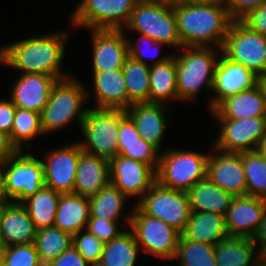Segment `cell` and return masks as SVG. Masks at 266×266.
Returning a JSON list of instances; mask_svg holds the SVG:
<instances>
[{"instance_id":"6da1fadb","label":"cell","mask_w":266,"mask_h":266,"mask_svg":"<svg viewBox=\"0 0 266 266\" xmlns=\"http://www.w3.org/2000/svg\"><path fill=\"white\" fill-rule=\"evenodd\" d=\"M68 37V31H53L5 44L0 47V64L21 73H39L59 80L71 77L73 74L62 71Z\"/></svg>"},{"instance_id":"7a4b0ae2","label":"cell","mask_w":266,"mask_h":266,"mask_svg":"<svg viewBox=\"0 0 266 266\" xmlns=\"http://www.w3.org/2000/svg\"><path fill=\"white\" fill-rule=\"evenodd\" d=\"M172 7L182 47H223L233 22L224 7L195 0H172Z\"/></svg>"},{"instance_id":"3957f363","label":"cell","mask_w":266,"mask_h":266,"mask_svg":"<svg viewBox=\"0 0 266 266\" xmlns=\"http://www.w3.org/2000/svg\"><path fill=\"white\" fill-rule=\"evenodd\" d=\"M180 50L178 56L173 52L176 61L178 98L180 102H192L196 100L202 89L212 91L215 67L222 49L185 46Z\"/></svg>"},{"instance_id":"277c9868","label":"cell","mask_w":266,"mask_h":266,"mask_svg":"<svg viewBox=\"0 0 266 266\" xmlns=\"http://www.w3.org/2000/svg\"><path fill=\"white\" fill-rule=\"evenodd\" d=\"M87 102V87L82 81L74 75L58 80L40 114L44 135L61 131L76 120L80 127L89 109L84 106Z\"/></svg>"},{"instance_id":"5b68a950","label":"cell","mask_w":266,"mask_h":266,"mask_svg":"<svg viewBox=\"0 0 266 266\" xmlns=\"http://www.w3.org/2000/svg\"><path fill=\"white\" fill-rule=\"evenodd\" d=\"M125 27L175 49L182 47L172 0H139Z\"/></svg>"},{"instance_id":"8992f818","label":"cell","mask_w":266,"mask_h":266,"mask_svg":"<svg viewBox=\"0 0 266 266\" xmlns=\"http://www.w3.org/2000/svg\"><path fill=\"white\" fill-rule=\"evenodd\" d=\"M209 152L168 148L160 152L156 181L173 190L187 192L206 178Z\"/></svg>"},{"instance_id":"52a82bcc","label":"cell","mask_w":266,"mask_h":266,"mask_svg":"<svg viewBox=\"0 0 266 266\" xmlns=\"http://www.w3.org/2000/svg\"><path fill=\"white\" fill-rule=\"evenodd\" d=\"M124 220L142 252L162 260H173L176 256L180 233L162 220L144 214L134 203Z\"/></svg>"},{"instance_id":"ba28073f","label":"cell","mask_w":266,"mask_h":266,"mask_svg":"<svg viewBox=\"0 0 266 266\" xmlns=\"http://www.w3.org/2000/svg\"><path fill=\"white\" fill-rule=\"evenodd\" d=\"M121 109L89 108L80 129L84 140L78 141L83 151L111 161L118 155V131Z\"/></svg>"},{"instance_id":"9c48e42d","label":"cell","mask_w":266,"mask_h":266,"mask_svg":"<svg viewBox=\"0 0 266 266\" xmlns=\"http://www.w3.org/2000/svg\"><path fill=\"white\" fill-rule=\"evenodd\" d=\"M139 0H80L70 14L74 28L123 30Z\"/></svg>"},{"instance_id":"30bf717a","label":"cell","mask_w":266,"mask_h":266,"mask_svg":"<svg viewBox=\"0 0 266 266\" xmlns=\"http://www.w3.org/2000/svg\"><path fill=\"white\" fill-rule=\"evenodd\" d=\"M135 205L144 214L162 220L180 234L192 213L187 192L166 188L157 181Z\"/></svg>"},{"instance_id":"8fae6325","label":"cell","mask_w":266,"mask_h":266,"mask_svg":"<svg viewBox=\"0 0 266 266\" xmlns=\"http://www.w3.org/2000/svg\"><path fill=\"white\" fill-rule=\"evenodd\" d=\"M222 54L242 64L259 77L266 74V36L252 31L241 21H233L223 44Z\"/></svg>"},{"instance_id":"7c38bea8","label":"cell","mask_w":266,"mask_h":266,"mask_svg":"<svg viewBox=\"0 0 266 266\" xmlns=\"http://www.w3.org/2000/svg\"><path fill=\"white\" fill-rule=\"evenodd\" d=\"M18 151L5 162V191L7 199L22 203L45 186L40 158Z\"/></svg>"},{"instance_id":"4fadbf2b","label":"cell","mask_w":266,"mask_h":266,"mask_svg":"<svg viewBox=\"0 0 266 266\" xmlns=\"http://www.w3.org/2000/svg\"><path fill=\"white\" fill-rule=\"evenodd\" d=\"M214 120L219 133L212 146L224 152L254 151L266 133V117Z\"/></svg>"},{"instance_id":"5bb4252c","label":"cell","mask_w":266,"mask_h":266,"mask_svg":"<svg viewBox=\"0 0 266 266\" xmlns=\"http://www.w3.org/2000/svg\"><path fill=\"white\" fill-rule=\"evenodd\" d=\"M82 149L78 142L50 149L42 161L45 186L60 194H71Z\"/></svg>"},{"instance_id":"9a60e30c","label":"cell","mask_w":266,"mask_h":266,"mask_svg":"<svg viewBox=\"0 0 266 266\" xmlns=\"http://www.w3.org/2000/svg\"><path fill=\"white\" fill-rule=\"evenodd\" d=\"M259 84V76L242 64L235 63L222 53L217 61L207 109L213 110L221 101L239 92L247 91Z\"/></svg>"},{"instance_id":"2e32d148","label":"cell","mask_w":266,"mask_h":266,"mask_svg":"<svg viewBox=\"0 0 266 266\" xmlns=\"http://www.w3.org/2000/svg\"><path fill=\"white\" fill-rule=\"evenodd\" d=\"M110 183L127 197L139 201L156 182V171L149 165L117 155L110 162Z\"/></svg>"},{"instance_id":"e0dca14e","label":"cell","mask_w":266,"mask_h":266,"mask_svg":"<svg viewBox=\"0 0 266 266\" xmlns=\"http://www.w3.org/2000/svg\"><path fill=\"white\" fill-rule=\"evenodd\" d=\"M206 177L233 197L247 195L246 174L240 153L224 152L211 145Z\"/></svg>"},{"instance_id":"ac0fdd59","label":"cell","mask_w":266,"mask_h":266,"mask_svg":"<svg viewBox=\"0 0 266 266\" xmlns=\"http://www.w3.org/2000/svg\"><path fill=\"white\" fill-rule=\"evenodd\" d=\"M92 42V72L122 69L128 57L124 30L89 29Z\"/></svg>"},{"instance_id":"d6986e66","label":"cell","mask_w":266,"mask_h":266,"mask_svg":"<svg viewBox=\"0 0 266 266\" xmlns=\"http://www.w3.org/2000/svg\"><path fill=\"white\" fill-rule=\"evenodd\" d=\"M15 80L9 96L15 107L41 114L59 79L39 73H20Z\"/></svg>"},{"instance_id":"ffe728a7","label":"cell","mask_w":266,"mask_h":266,"mask_svg":"<svg viewBox=\"0 0 266 266\" xmlns=\"http://www.w3.org/2000/svg\"><path fill=\"white\" fill-rule=\"evenodd\" d=\"M37 229L22 203L0 205V244L2 248L35 242Z\"/></svg>"},{"instance_id":"44dd1931","label":"cell","mask_w":266,"mask_h":266,"mask_svg":"<svg viewBox=\"0 0 266 266\" xmlns=\"http://www.w3.org/2000/svg\"><path fill=\"white\" fill-rule=\"evenodd\" d=\"M265 214L262 199L254 196L233 197L225 215L229 236L253 238Z\"/></svg>"},{"instance_id":"7402d4cb","label":"cell","mask_w":266,"mask_h":266,"mask_svg":"<svg viewBox=\"0 0 266 266\" xmlns=\"http://www.w3.org/2000/svg\"><path fill=\"white\" fill-rule=\"evenodd\" d=\"M170 108L169 105L163 103L143 102L134 103L126 110L134 121L140 137L159 151L169 124L166 113L172 110Z\"/></svg>"},{"instance_id":"603a6c76","label":"cell","mask_w":266,"mask_h":266,"mask_svg":"<svg viewBox=\"0 0 266 266\" xmlns=\"http://www.w3.org/2000/svg\"><path fill=\"white\" fill-rule=\"evenodd\" d=\"M210 114L214 119L266 117V97L260 84L221 101Z\"/></svg>"},{"instance_id":"cb8c5ba5","label":"cell","mask_w":266,"mask_h":266,"mask_svg":"<svg viewBox=\"0 0 266 266\" xmlns=\"http://www.w3.org/2000/svg\"><path fill=\"white\" fill-rule=\"evenodd\" d=\"M160 152L155 146L140 137L134 121L126 113V110L121 109L118 155L141 161L157 171Z\"/></svg>"},{"instance_id":"d4e9b609","label":"cell","mask_w":266,"mask_h":266,"mask_svg":"<svg viewBox=\"0 0 266 266\" xmlns=\"http://www.w3.org/2000/svg\"><path fill=\"white\" fill-rule=\"evenodd\" d=\"M93 87L91 92L87 87V100L94 93L93 108L127 110V91L122 69L104 72H93Z\"/></svg>"},{"instance_id":"484cf974","label":"cell","mask_w":266,"mask_h":266,"mask_svg":"<svg viewBox=\"0 0 266 266\" xmlns=\"http://www.w3.org/2000/svg\"><path fill=\"white\" fill-rule=\"evenodd\" d=\"M109 183V161L82 150L78 159L73 193L89 198Z\"/></svg>"},{"instance_id":"4316f807","label":"cell","mask_w":266,"mask_h":266,"mask_svg":"<svg viewBox=\"0 0 266 266\" xmlns=\"http://www.w3.org/2000/svg\"><path fill=\"white\" fill-rule=\"evenodd\" d=\"M217 266H262L264 257L251 238L232 237L214 246Z\"/></svg>"},{"instance_id":"83f0119b","label":"cell","mask_w":266,"mask_h":266,"mask_svg":"<svg viewBox=\"0 0 266 266\" xmlns=\"http://www.w3.org/2000/svg\"><path fill=\"white\" fill-rule=\"evenodd\" d=\"M181 236L194 242L215 246L229 236L225 226V216L192 211Z\"/></svg>"},{"instance_id":"f1b7e54d","label":"cell","mask_w":266,"mask_h":266,"mask_svg":"<svg viewBox=\"0 0 266 266\" xmlns=\"http://www.w3.org/2000/svg\"><path fill=\"white\" fill-rule=\"evenodd\" d=\"M89 218L90 206L88 197L74 193L60 196L54 226L74 235L86 229Z\"/></svg>"},{"instance_id":"f546056e","label":"cell","mask_w":266,"mask_h":266,"mask_svg":"<svg viewBox=\"0 0 266 266\" xmlns=\"http://www.w3.org/2000/svg\"><path fill=\"white\" fill-rule=\"evenodd\" d=\"M192 211L211 212L225 216L233 196L207 177L187 191Z\"/></svg>"},{"instance_id":"4dcf8cb0","label":"cell","mask_w":266,"mask_h":266,"mask_svg":"<svg viewBox=\"0 0 266 266\" xmlns=\"http://www.w3.org/2000/svg\"><path fill=\"white\" fill-rule=\"evenodd\" d=\"M149 84V102L170 105V100L179 101L174 56L164 63L150 66Z\"/></svg>"},{"instance_id":"1f68e13d","label":"cell","mask_w":266,"mask_h":266,"mask_svg":"<svg viewBox=\"0 0 266 266\" xmlns=\"http://www.w3.org/2000/svg\"><path fill=\"white\" fill-rule=\"evenodd\" d=\"M141 249L130 228L124 229L116 238L105 243L97 266H136Z\"/></svg>"},{"instance_id":"d6a6232c","label":"cell","mask_w":266,"mask_h":266,"mask_svg":"<svg viewBox=\"0 0 266 266\" xmlns=\"http://www.w3.org/2000/svg\"><path fill=\"white\" fill-rule=\"evenodd\" d=\"M61 195L53 189L44 186L22 202L37 230L54 225Z\"/></svg>"},{"instance_id":"836d02e7","label":"cell","mask_w":266,"mask_h":266,"mask_svg":"<svg viewBox=\"0 0 266 266\" xmlns=\"http://www.w3.org/2000/svg\"><path fill=\"white\" fill-rule=\"evenodd\" d=\"M122 71L127 91V109L134 103L149 102L150 66L128 56Z\"/></svg>"},{"instance_id":"e575fe53","label":"cell","mask_w":266,"mask_h":266,"mask_svg":"<svg viewBox=\"0 0 266 266\" xmlns=\"http://www.w3.org/2000/svg\"><path fill=\"white\" fill-rule=\"evenodd\" d=\"M129 199L112 183L107 184L97 194L89 197L90 217L120 221L125 203ZM122 215V216H121Z\"/></svg>"},{"instance_id":"d590c367","label":"cell","mask_w":266,"mask_h":266,"mask_svg":"<svg viewBox=\"0 0 266 266\" xmlns=\"http://www.w3.org/2000/svg\"><path fill=\"white\" fill-rule=\"evenodd\" d=\"M34 244L40 262L46 266L73 245V235L53 225L37 230Z\"/></svg>"},{"instance_id":"8d00e7d4","label":"cell","mask_w":266,"mask_h":266,"mask_svg":"<svg viewBox=\"0 0 266 266\" xmlns=\"http://www.w3.org/2000/svg\"><path fill=\"white\" fill-rule=\"evenodd\" d=\"M43 135L40 114L16 108L12 131L9 136L18 151H23L25 147H30V141L36 137H43Z\"/></svg>"},{"instance_id":"74e56055","label":"cell","mask_w":266,"mask_h":266,"mask_svg":"<svg viewBox=\"0 0 266 266\" xmlns=\"http://www.w3.org/2000/svg\"><path fill=\"white\" fill-rule=\"evenodd\" d=\"M246 174L247 195L262 198L266 195V160L256 150L239 152Z\"/></svg>"},{"instance_id":"f35d334b","label":"cell","mask_w":266,"mask_h":266,"mask_svg":"<svg viewBox=\"0 0 266 266\" xmlns=\"http://www.w3.org/2000/svg\"><path fill=\"white\" fill-rule=\"evenodd\" d=\"M178 258V259H177ZM175 259L179 266H217L214 245L179 237Z\"/></svg>"},{"instance_id":"ab89813d","label":"cell","mask_w":266,"mask_h":266,"mask_svg":"<svg viewBox=\"0 0 266 266\" xmlns=\"http://www.w3.org/2000/svg\"><path fill=\"white\" fill-rule=\"evenodd\" d=\"M0 256L4 266H44L39 260L34 243L2 248Z\"/></svg>"},{"instance_id":"60d3db41","label":"cell","mask_w":266,"mask_h":266,"mask_svg":"<svg viewBox=\"0 0 266 266\" xmlns=\"http://www.w3.org/2000/svg\"><path fill=\"white\" fill-rule=\"evenodd\" d=\"M137 35H139V37L137 38V40H135L136 44L134 41L131 40V38L129 39L128 36H126L127 43H128V56L130 58H132L136 61L142 62L148 66H152V65L164 63L173 56V52L171 54H168V52H167L166 55L158 57L160 54H157V53L158 52L160 53V51H161L160 48L165 44L160 43V42H156L145 35H141V34H137ZM143 45H144V47H147L144 50L141 49V46H143ZM149 48H150L149 55L152 54L153 52L157 51V53L155 54L156 55L155 57H153L154 53L152 55H150L151 57H153V58H151V60L153 59L151 64L148 63V61L146 60L147 57L145 56V55H147L145 53H146V51H149V50H147ZM156 57H158V58H156Z\"/></svg>"},{"instance_id":"b9f144b4","label":"cell","mask_w":266,"mask_h":266,"mask_svg":"<svg viewBox=\"0 0 266 266\" xmlns=\"http://www.w3.org/2000/svg\"><path fill=\"white\" fill-rule=\"evenodd\" d=\"M105 243L86 229L73 235V246L80 255L92 266H97L101 260Z\"/></svg>"},{"instance_id":"7bdbcfd3","label":"cell","mask_w":266,"mask_h":266,"mask_svg":"<svg viewBox=\"0 0 266 266\" xmlns=\"http://www.w3.org/2000/svg\"><path fill=\"white\" fill-rule=\"evenodd\" d=\"M119 221L106 220L99 217H90L86 230L95 235L99 240L104 243L110 242L124 231V228L119 229Z\"/></svg>"},{"instance_id":"ee69618b","label":"cell","mask_w":266,"mask_h":266,"mask_svg":"<svg viewBox=\"0 0 266 266\" xmlns=\"http://www.w3.org/2000/svg\"><path fill=\"white\" fill-rule=\"evenodd\" d=\"M266 0H226V11L233 21H240L249 12L260 7Z\"/></svg>"},{"instance_id":"f6af8a7d","label":"cell","mask_w":266,"mask_h":266,"mask_svg":"<svg viewBox=\"0 0 266 266\" xmlns=\"http://www.w3.org/2000/svg\"><path fill=\"white\" fill-rule=\"evenodd\" d=\"M254 32L266 36V1L240 20Z\"/></svg>"},{"instance_id":"bcb514c9","label":"cell","mask_w":266,"mask_h":266,"mask_svg":"<svg viewBox=\"0 0 266 266\" xmlns=\"http://www.w3.org/2000/svg\"><path fill=\"white\" fill-rule=\"evenodd\" d=\"M46 266H92L89 264L72 245L64 251L59 257L52 260Z\"/></svg>"},{"instance_id":"7dc6e473","label":"cell","mask_w":266,"mask_h":266,"mask_svg":"<svg viewBox=\"0 0 266 266\" xmlns=\"http://www.w3.org/2000/svg\"><path fill=\"white\" fill-rule=\"evenodd\" d=\"M16 107L10 99H0V130L11 134Z\"/></svg>"},{"instance_id":"c3c4849f","label":"cell","mask_w":266,"mask_h":266,"mask_svg":"<svg viewBox=\"0 0 266 266\" xmlns=\"http://www.w3.org/2000/svg\"><path fill=\"white\" fill-rule=\"evenodd\" d=\"M18 152L12 144L10 136L0 130V162H6Z\"/></svg>"},{"instance_id":"681fc988","label":"cell","mask_w":266,"mask_h":266,"mask_svg":"<svg viewBox=\"0 0 266 266\" xmlns=\"http://www.w3.org/2000/svg\"><path fill=\"white\" fill-rule=\"evenodd\" d=\"M255 245L258 247L260 254L266 256V213L263 216V220L259 225L254 237L252 238Z\"/></svg>"},{"instance_id":"f907efd6","label":"cell","mask_w":266,"mask_h":266,"mask_svg":"<svg viewBox=\"0 0 266 266\" xmlns=\"http://www.w3.org/2000/svg\"><path fill=\"white\" fill-rule=\"evenodd\" d=\"M9 202L5 191V162H0V205Z\"/></svg>"},{"instance_id":"816d5d0a","label":"cell","mask_w":266,"mask_h":266,"mask_svg":"<svg viewBox=\"0 0 266 266\" xmlns=\"http://www.w3.org/2000/svg\"><path fill=\"white\" fill-rule=\"evenodd\" d=\"M256 151L265 158L266 160V133L262 137L261 141L259 142Z\"/></svg>"},{"instance_id":"f5cc1de1","label":"cell","mask_w":266,"mask_h":266,"mask_svg":"<svg viewBox=\"0 0 266 266\" xmlns=\"http://www.w3.org/2000/svg\"><path fill=\"white\" fill-rule=\"evenodd\" d=\"M195 1L200 3L222 6L226 9V0H195Z\"/></svg>"},{"instance_id":"db71d44e","label":"cell","mask_w":266,"mask_h":266,"mask_svg":"<svg viewBox=\"0 0 266 266\" xmlns=\"http://www.w3.org/2000/svg\"><path fill=\"white\" fill-rule=\"evenodd\" d=\"M259 84L262 86L266 97V74L259 77Z\"/></svg>"},{"instance_id":"11a10c76","label":"cell","mask_w":266,"mask_h":266,"mask_svg":"<svg viewBox=\"0 0 266 266\" xmlns=\"http://www.w3.org/2000/svg\"><path fill=\"white\" fill-rule=\"evenodd\" d=\"M261 199H262V202H263L264 211L266 213V195L264 197H262Z\"/></svg>"},{"instance_id":"9f6ffc18","label":"cell","mask_w":266,"mask_h":266,"mask_svg":"<svg viewBox=\"0 0 266 266\" xmlns=\"http://www.w3.org/2000/svg\"><path fill=\"white\" fill-rule=\"evenodd\" d=\"M0 266H4V263H3L1 256H0Z\"/></svg>"}]
</instances>
